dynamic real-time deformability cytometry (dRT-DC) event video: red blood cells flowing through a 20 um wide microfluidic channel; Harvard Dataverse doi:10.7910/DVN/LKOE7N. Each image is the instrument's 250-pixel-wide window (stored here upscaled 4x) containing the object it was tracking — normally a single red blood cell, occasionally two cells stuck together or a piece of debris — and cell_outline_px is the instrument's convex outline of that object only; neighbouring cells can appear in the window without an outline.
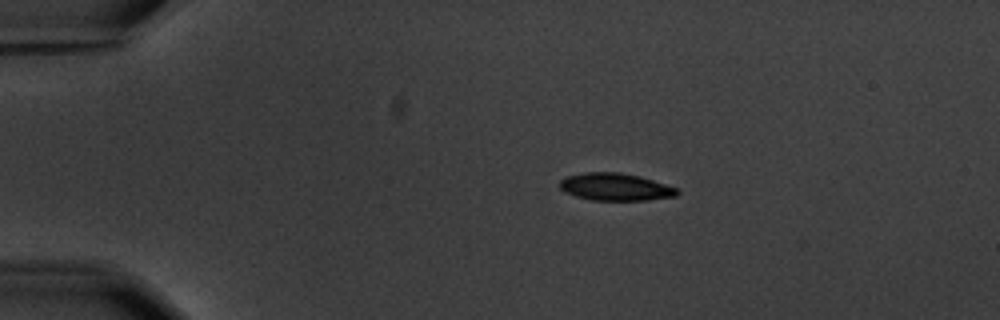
{"species": "common noctule bat (a hibernating species)", "species_latin": "Nyctalus noctula", "temperature_condition": "warm", "stored_images_in_passage": 2, "camera_frame_rate_fps": 3000, "um_per_image_px": 0.085, "animal": {"sex": "male", "body_mass_g": 20.1, "forearm_length_mm": 53.5}, "frame": {"image": 1, "passage_image": 1, "time_ms": 0.0, "image_size_px": [1000, 320], "cell_outline_px": [[680, 192], [676, 196], [648, 200], [592, 200], [576, 196], [564, 192], [560, 188], [560, 180], [564, 176], [584, 172], [620, 172], [640, 176], [676, 188]], "centroid_in_image_um": [52.27, 15.88], "position_along_channel_um": 32.7, "area_um2": 18.79}}